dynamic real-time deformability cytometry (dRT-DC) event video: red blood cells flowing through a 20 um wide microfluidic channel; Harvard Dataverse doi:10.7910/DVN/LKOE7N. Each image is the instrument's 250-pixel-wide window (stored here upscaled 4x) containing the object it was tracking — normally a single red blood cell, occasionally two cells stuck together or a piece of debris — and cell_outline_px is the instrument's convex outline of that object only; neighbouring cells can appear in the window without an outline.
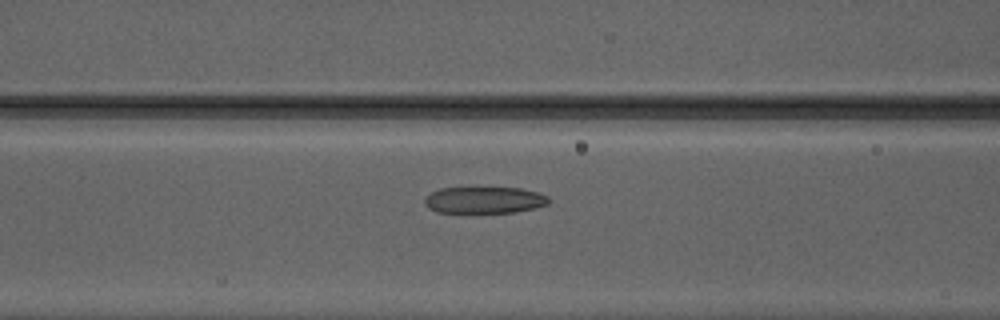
{"species": "Egyptian fruit bat (a non-hibernating species)", "species_latin": "Rousettus aegyptiacus", "temperature_condition": "warm", "stored_images_in_passage": 36, "camera_frame_rate_fps": 3000, "um_per_image_px": 0.085, "animal": {"sex": "male"}, "frame": {"image": 1, "passage_image": 13, "time_ms": 4.0, "image_size_px": [1000, 320], "cell_outline_px": [[552, 200], [548, 204], [536, 208], [516, 212], [436, 212], [428, 208], [424, 204], [424, 196], [440, 188], [520, 188], [540, 192], [548, 196]], "centroid_in_image_um": [41.2, 17.0], "position_along_channel_um": 125.4, "area_um2": 19.42}}
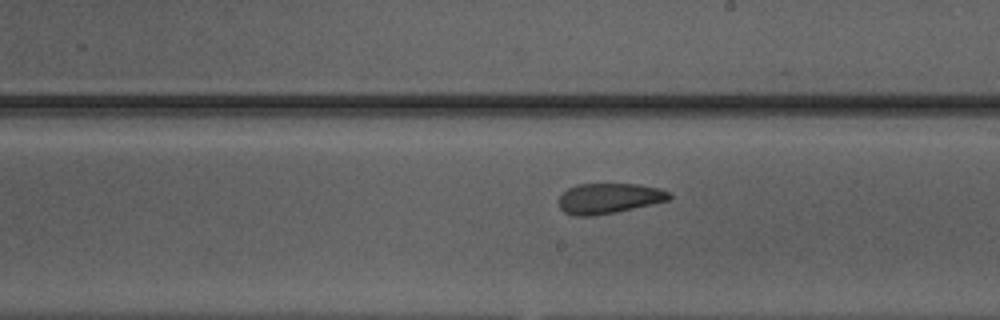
{"frame": {"image": 2, "passage_image": 21, "time_ms": 6.667, "image_size_px": [1000, 320], "cell_outline_px": [[672, 196], [668, 200], [616, 212], [588, 216], [576, 216], [564, 212], [560, 208], [560, 196], [568, 188], [576, 184], [636, 184], [660, 188], [668, 192]], "centroid_in_image_um": [51.75, 16.85], "position_along_channel_um": 237.3, "area_um2": 19.31}}
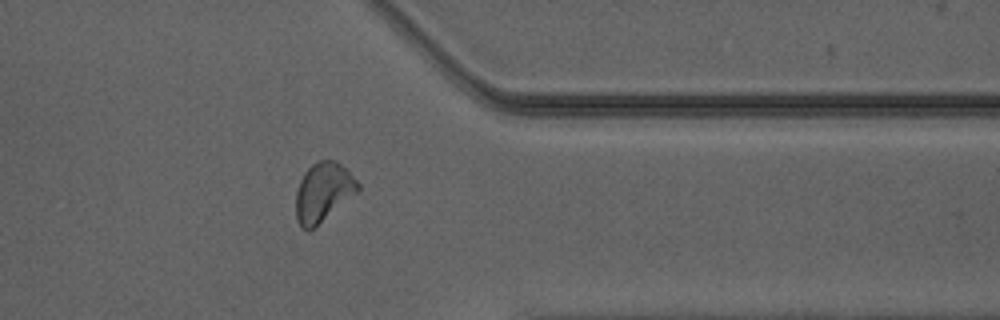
{"frame": {"image": 3, "passage_image": 32, "time_ms": 10.333, "image_size_px": [1000, 320], "cell_outline_px": [[360, 188], [356, 192], [312, 228], [300, 228], [296, 220], [296, 192], [300, 180], [304, 172], [312, 164], [320, 160], [336, 160], [348, 168], [360, 184]], "centroid_in_image_um": [27.46, 16.27], "position_along_channel_um": 383.9, "area_um2": 20.98}}